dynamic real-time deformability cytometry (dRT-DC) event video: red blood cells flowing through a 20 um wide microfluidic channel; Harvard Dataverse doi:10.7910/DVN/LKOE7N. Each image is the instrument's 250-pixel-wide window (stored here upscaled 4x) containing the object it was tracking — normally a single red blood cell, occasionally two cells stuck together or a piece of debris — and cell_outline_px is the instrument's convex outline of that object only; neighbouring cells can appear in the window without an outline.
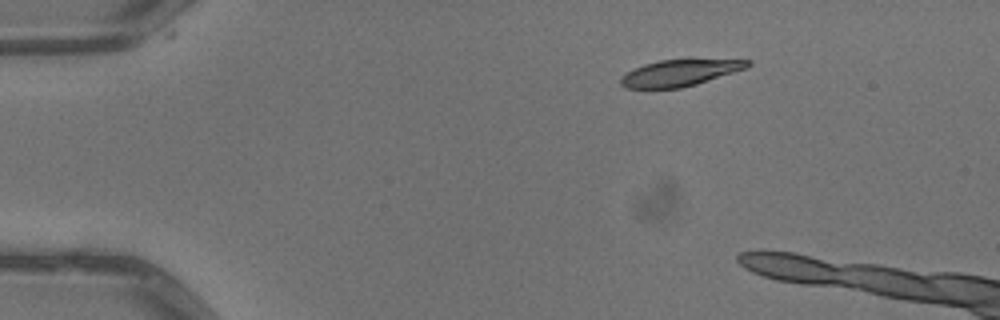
{"species": "common noctule bat (a hibernating species)", "species_latin": "Nyctalus noctula", "temperature_condition": "warm", "stored_images_in_passage": 6, "camera_frame_rate_fps": 3000, "um_per_image_px": 0.085, "animal": {"sex": "male", "body_mass_g": 13.3}, "frame": {"image": 1, "passage_image": 3, "time_ms": 0.667, "image_size_px": [1000, 320], "cell_outline_px": [[752, 64], [748, 68], [696, 84], [680, 88], [624, 88], [620, 84], [620, 80], [628, 72], [644, 64], [660, 60], [752, 60]], "centroid_in_image_um": [57.81, 6.2], "position_along_channel_um": 27.2, "area_um2": 19.19}}